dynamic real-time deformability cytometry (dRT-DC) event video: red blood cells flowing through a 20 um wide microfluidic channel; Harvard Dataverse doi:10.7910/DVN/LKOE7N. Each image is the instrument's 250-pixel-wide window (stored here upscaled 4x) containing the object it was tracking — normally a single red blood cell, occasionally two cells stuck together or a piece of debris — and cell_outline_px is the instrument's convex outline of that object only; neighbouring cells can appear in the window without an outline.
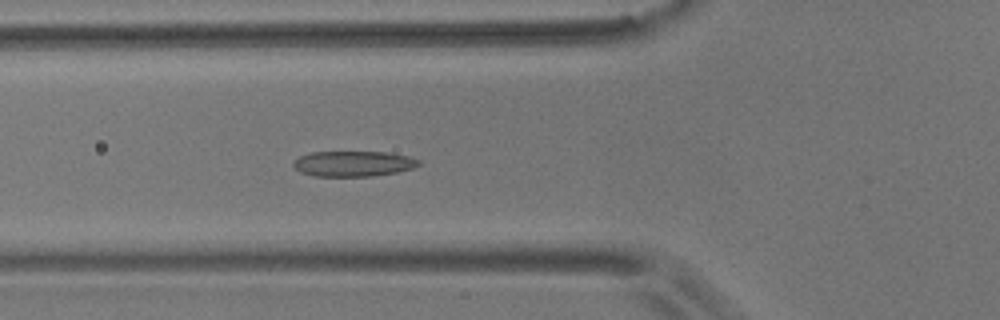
{"species": "common noctule bat (a hibernating species)", "species_latin": "Nyctalus noctula", "temperature_condition": "room temperature", "stored_images_in_passage": 55, "camera_frame_rate_fps": 3000, "um_per_image_px": 0.085, "animal": {"sex": "male", "body_mass_g": 17.9}, "frame": {"image": 1, "passage_image": 20, "time_ms": 6.333, "image_size_px": [1000, 320], "cell_outline_px": [[420, 164], [412, 168], [396, 172], [372, 176], [312, 176], [300, 172], [292, 164], [300, 156], [312, 152], [384, 152], [408, 156], [420, 160]], "centroid_in_image_um": [30.02, 13.91], "position_along_channel_um": 95.8, "area_um2": 18.44}}
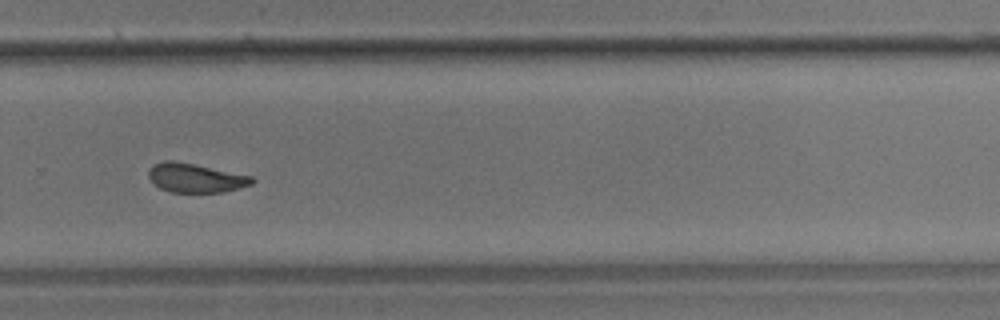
{"frame": {"image": 2, "passage_image": 38, "time_ms": 12.333, "image_size_px": [1000, 320], "cell_outline_px": [[256, 180], [252, 184], [220, 192], [172, 192], [160, 188], [148, 176], [148, 172], [152, 164], [164, 160], [172, 160], [252, 176]], "centroid_in_image_um": [16.59, 15.11], "position_along_channel_um": 313.2, "area_um2": 17.17}}
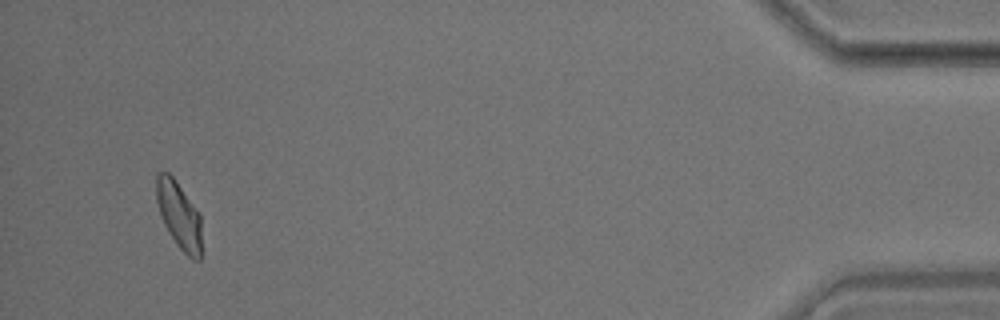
{"frame": {"image": 3, "passage_image": 53, "time_ms": 17.333, "image_size_px": [1000, 320], "cell_outline_px": [[200, 260], [192, 260], [176, 244], [168, 232], [160, 216], [156, 200], [156, 172], [168, 172], [176, 180], [200, 212]], "centroid_in_image_um": [15.19, 18.25], "position_along_channel_um": 420.0, "area_um2": 17.8}, "authors_computed_cell_mechanics": {"area_um2": 18.496, "velocity_mm_per_s": 3.6208, "shape_relaxation_time_tau1_ms": 8.6048, "shape_relaxation_time_tau2_ms": 2.7493, "deformation_change_tau1": 0.1784, "deformation_change_tau2": 0.087}}